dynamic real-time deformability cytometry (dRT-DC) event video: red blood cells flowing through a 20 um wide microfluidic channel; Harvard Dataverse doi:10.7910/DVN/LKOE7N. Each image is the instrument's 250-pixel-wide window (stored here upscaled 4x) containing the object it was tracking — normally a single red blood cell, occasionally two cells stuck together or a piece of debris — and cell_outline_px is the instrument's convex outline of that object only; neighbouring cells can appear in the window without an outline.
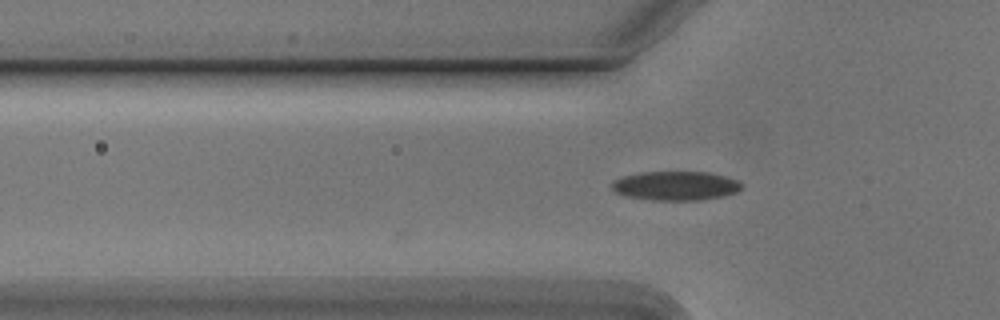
{"species": "Egyptian fruit bat (a non-hibernating species)", "species_latin": "Rousettus aegyptiacus", "temperature_condition": "cold", "stored_images_in_passage": 2, "camera_frame_rate_fps": 3000, "um_per_image_px": 0.085, "animal": {"sex": "male"}, "frame": {"image": 1, "passage_image": 2, "time_ms": 0.333, "image_size_px": [1000, 320], "cell_outline_px": [[744, 188], [736, 192], [724, 196], [700, 200], [652, 200], [624, 196], [612, 192], [612, 180], [624, 176], [640, 172], [708, 172], [724, 176], [736, 180], [744, 184]], "centroid_in_image_um": [57.41, 15.8], "position_along_channel_um": 68.4, "area_um2": 22.25}}